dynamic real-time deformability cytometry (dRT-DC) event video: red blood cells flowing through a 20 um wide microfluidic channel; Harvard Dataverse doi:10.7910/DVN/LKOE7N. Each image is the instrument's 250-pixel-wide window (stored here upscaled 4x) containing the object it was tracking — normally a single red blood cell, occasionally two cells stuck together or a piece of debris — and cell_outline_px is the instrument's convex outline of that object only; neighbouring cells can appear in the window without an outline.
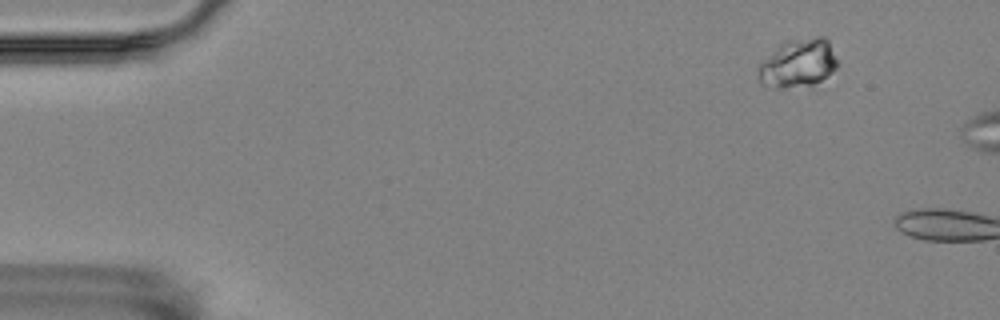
{"species": "Egyptian fruit bat (a non-hibernating species)", "species_latin": "Rousettus aegyptiacus", "temperature_condition": "room temperature", "stored_images_in_passage": 8, "camera_frame_rate_fps": 3000, "um_per_image_px": 0.085, "animal": {"sex": "female"}, "frame": {"image": 1, "passage_image": 5, "time_ms": 1.333, "image_size_px": [1000, 320], "cell_outline_px": [[836, 68], [832, 72], [820, 80], [812, 84], [780, 88], [776, 88], [760, 84], [760, 64], [780, 44], [788, 40], [816, 36], [824, 36], [828, 40], [836, 60]], "centroid_in_image_um": [67.85, 5.35], "position_along_channel_um": 17.2, "area_um2": 21.73}}